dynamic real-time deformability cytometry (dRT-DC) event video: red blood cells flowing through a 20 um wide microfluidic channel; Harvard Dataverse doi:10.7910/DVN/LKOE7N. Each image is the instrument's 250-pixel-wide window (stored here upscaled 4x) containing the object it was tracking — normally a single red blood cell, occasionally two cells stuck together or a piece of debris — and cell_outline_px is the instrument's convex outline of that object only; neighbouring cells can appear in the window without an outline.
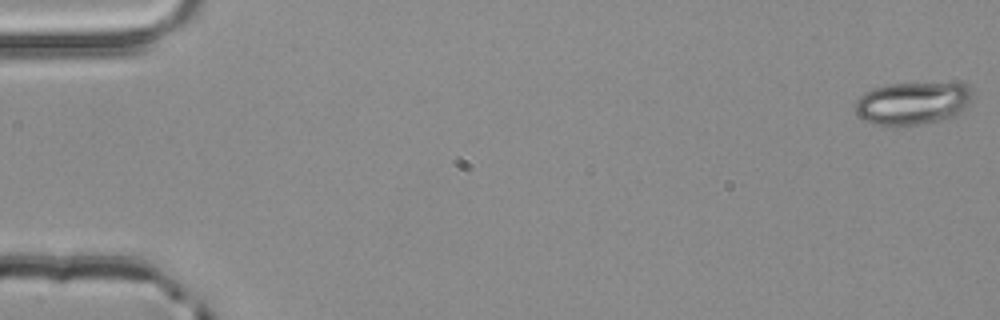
{"species": "common noctule bat (a hibernating species)", "species_latin": "Nyctalus noctula", "temperature_condition": "room temperature", "stored_images_in_passage": 4, "camera_frame_rate_fps": 3000, "um_per_image_px": 0.085, "animal": {"sex": "male", "body_mass_g": 20.4}, "frame": {"image": 1, "passage_image": 1, "time_ms": 0.0, "image_size_px": [1000, 320], "cell_outline_px": [[976, 92], [972, 100], [964, 112], [948, 120], [916, 124], [876, 124], [864, 120], [856, 112], [856, 100], [864, 92], [872, 88], [892, 84], [960, 80], [968, 84]], "centroid_in_image_um": [77.76, 8.71], "position_along_channel_um": 7.2, "area_um2": 30.35}}